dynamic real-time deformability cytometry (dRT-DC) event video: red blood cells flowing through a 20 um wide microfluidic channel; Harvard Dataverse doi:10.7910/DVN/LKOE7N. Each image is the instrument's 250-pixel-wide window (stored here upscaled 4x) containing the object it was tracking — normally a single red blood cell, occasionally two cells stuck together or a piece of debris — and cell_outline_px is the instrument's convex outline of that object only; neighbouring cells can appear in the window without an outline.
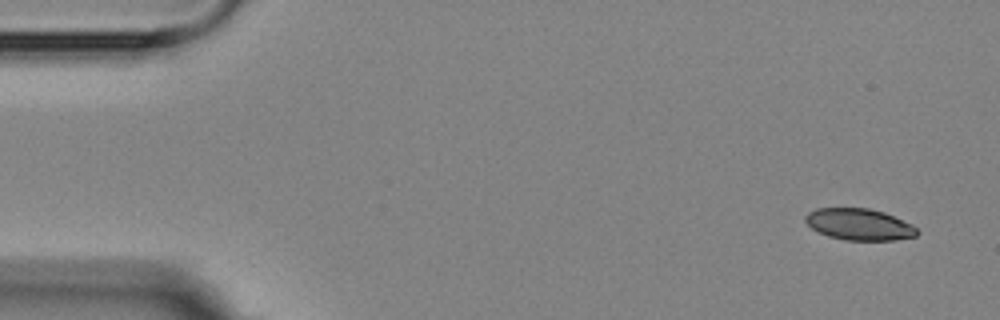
{"species": "Egyptian fruit bat (a non-hibernating species)", "species_latin": "Rousettus aegyptiacus", "temperature_condition": "room temperature", "stored_images_in_passage": 15, "camera_frame_rate_fps": 3000, "um_per_image_px": 0.085, "animal": {"sex": "female"}, "frame": {"image": 1, "passage_image": 1, "time_ms": 0.0, "image_size_px": [1000, 320], "cell_outline_px": [[920, 232], [916, 236], [896, 240], [844, 240], [828, 236], [812, 228], [804, 220], [804, 216], [808, 212], [816, 208], [868, 208], [884, 212], [912, 224]], "centroid_in_image_um": [73.04, 19.07], "position_along_channel_um": 12.0, "area_um2": 20.58}}
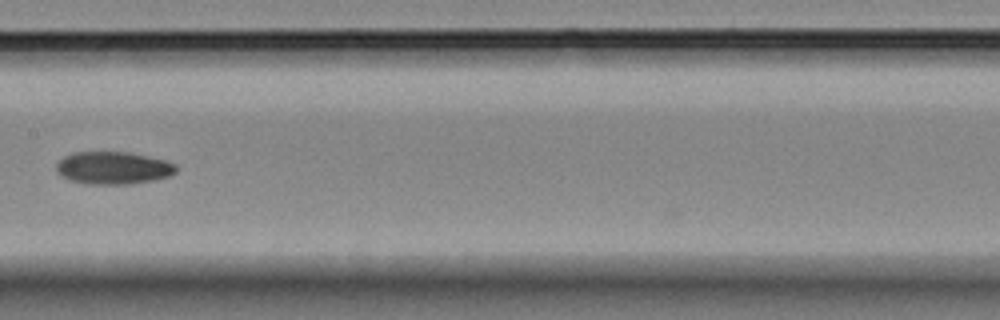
{"frame": {"image": 2, "passage_image": 8, "time_ms": 8.333, "image_size_px": [1000, 320], "cell_outline_px": [[176, 172], [168, 176], [152, 180], [128, 184], [88, 184], [72, 180], [56, 172], [56, 164], [64, 156], [72, 152], [128, 152], [148, 156], [164, 160], [176, 164]], "centroid_in_image_um": [9.61, 14.26], "position_along_channel_um": 197.8, "area_um2": 22.54}}
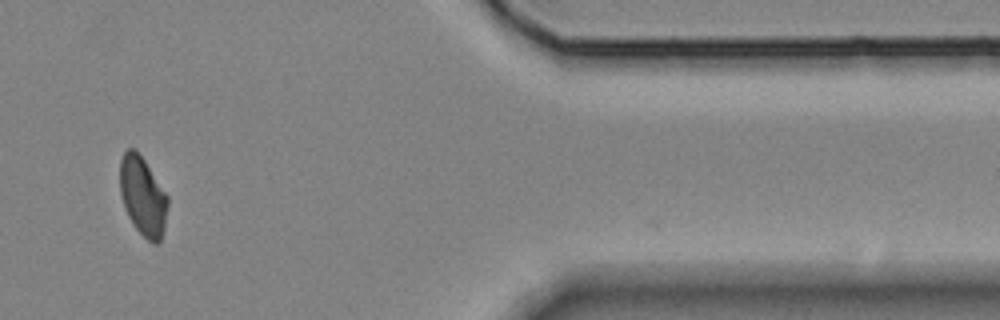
{"frame": {"image": 3, "passage_image": 14, "time_ms": 15.0, "image_size_px": [1000, 320], "cell_outline_px": [[168, 204], [164, 228], [160, 244], [152, 244], [136, 228], [128, 216], [120, 192], [120, 160], [124, 152], [128, 148], [136, 148], [168, 196]], "centroid_in_image_um": [12.14, 16.68], "position_along_channel_um": 399.3, "area_um2": 21.91}, "authors_computed_cell_mechanics": {"area_um2": 22.542, "velocity_mm_per_s": 3.5795, "shape_relaxation_time_tau1_ms": 9.2807, "shape_relaxation_time_tau2_ms": 3.7631, "deformation_change_tau1": 0.1603, "deformation_change_tau2": 0.0707}}